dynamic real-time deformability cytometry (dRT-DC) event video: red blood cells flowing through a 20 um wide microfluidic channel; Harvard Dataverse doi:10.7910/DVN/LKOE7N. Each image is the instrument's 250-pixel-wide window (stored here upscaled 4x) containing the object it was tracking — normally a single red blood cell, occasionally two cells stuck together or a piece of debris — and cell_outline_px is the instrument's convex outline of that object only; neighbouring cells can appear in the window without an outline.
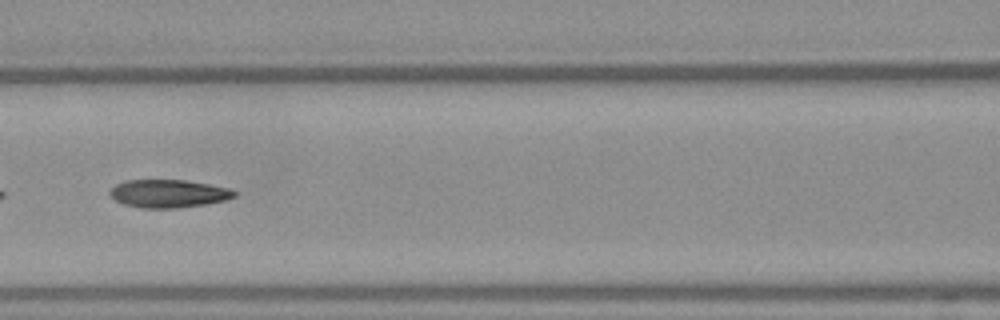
{"species": "Egyptian fruit bat (a non-hibernating species)", "species_latin": "Rousettus aegyptiacus", "temperature_condition": "warm", "stored_images_in_passage": 40, "camera_frame_rate_fps": 3000, "um_per_image_px": 0.085, "frame": {"image": 1, "passage_image": 12, "time_ms": 3.667, "image_size_px": [1000, 320], "cell_outline_px": [[236, 196], [224, 200], [204, 204], [176, 208], [140, 208], [124, 204], [116, 200], [108, 192], [116, 184], [124, 180], [184, 180], [208, 184], [228, 188], [236, 192]], "centroid_in_image_um": [14.29, 16.45], "position_along_channel_um": 152.3, "area_um2": 20.11}}
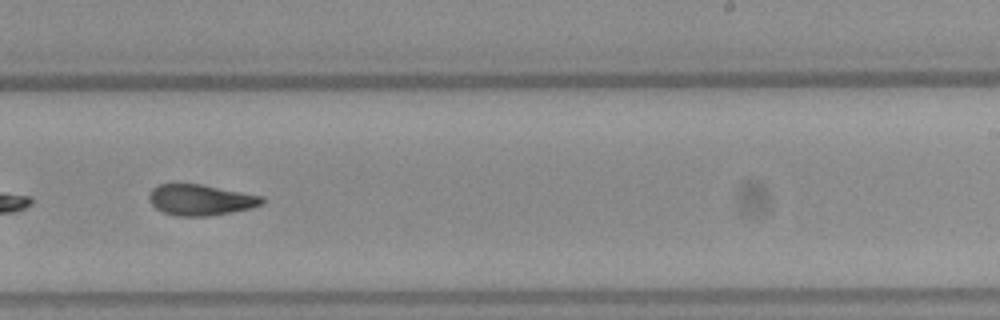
{"frame": {"image": 2, "passage_image": 21, "time_ms": 6.667, "image_size_px": [1000, 320], "cell_outline_px": [[264, 204], [252, 208], [232, 212], [208, 216], [176, 216], [164, 212], [156, 208], [148, 200], [148, 196], [152, 188], [160, 184], [200, 184], [264, 196]], "centroid_in_image_um": [17.07, 16.99], "position_along_channel_um": 271.9, "area_um2": 20.4}}
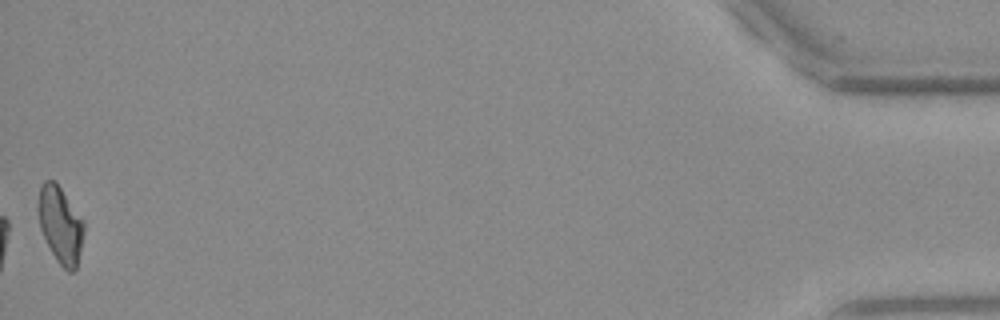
{"frame": {"image": 3, "passage_image": 40, "time_ms": 13.0, "image_size_px": [1000, 320], "cell_outline_px": [[84, 232], [80, 252], [76, 268], [72, 272], [68, 272], [56, 260], [40, 228], [36, 208], [40, 188], [44, 180], [52, 180], [60, 188], [84, 220]], "centroid_in_image_um": [5.12, 19.11], "position_along_channel_um": 430.1, "area_um2": 20.29}, "authors_computed_cell_mechanics": {"area_um2": 20.5479, "velocity_mm_per_s": 3.9997, "shape_relaxation_time_tau1_ms": 7.0878, "shape_relaxation_time_tau2_ms": 2.0587, "deformation_change_tau1": 0.2009, "deformation_change_tau2": 0.0974}}